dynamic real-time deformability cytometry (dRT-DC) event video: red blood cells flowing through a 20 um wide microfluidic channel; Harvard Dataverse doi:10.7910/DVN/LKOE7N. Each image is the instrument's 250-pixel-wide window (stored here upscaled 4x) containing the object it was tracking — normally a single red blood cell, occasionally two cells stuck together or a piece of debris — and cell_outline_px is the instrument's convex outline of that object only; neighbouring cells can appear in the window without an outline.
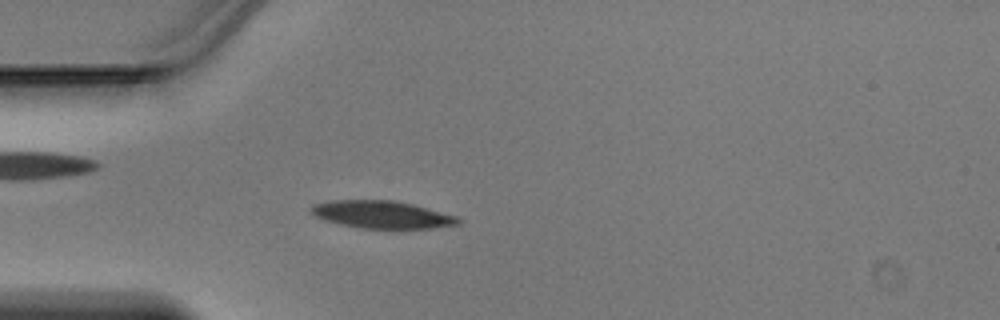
{"species": "Egyptian fruit bat (a non-hibernating species)", "species_latin": "Rousettus aegyptiacus", "temperature_condition": "warm", "stored_images_in_passage": 39, "camera_frame_rate_fps": 3000, "um_per_image_px": 0.085, "animal": {"sex": "male"}, "frame": {"image": 1, "passage_image": 6, "time_ms": 1.667, "image_size_px": [1000, 320], "cell_outline_px": [[460, 224], [428, 228], [360, 228], [340, 224], [324, 220], [316, 216], [312, 212], [312, 204], [332, 200], [392, 200], [412, 204], [456, 216], [460, 220]], "centroid_in_image_um": [32.43, 18.23], "position_along_channel_um": 52.6, "area_um2": 23.24}}
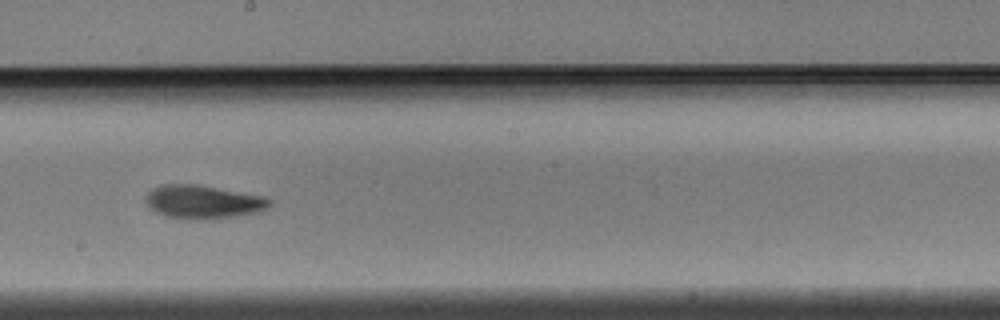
{"frame": {"image": 2, "passage_image": 19, "time_ms": 6.0, "image_size_px": [1000, 320], "cell_outline_px": [[272, 204], [256, 212], [236, 216], [204, 220], [188, 220], [164, 216], [156, 212], [144, 200], [144, 196], [152, 188], [164, 184], [196, 184], [264, 196], [272, 200]], "centroid_in_image_um": [17.22, 17.17], "position_along_channel_um": 231.0, "area_um2": 24.28}}
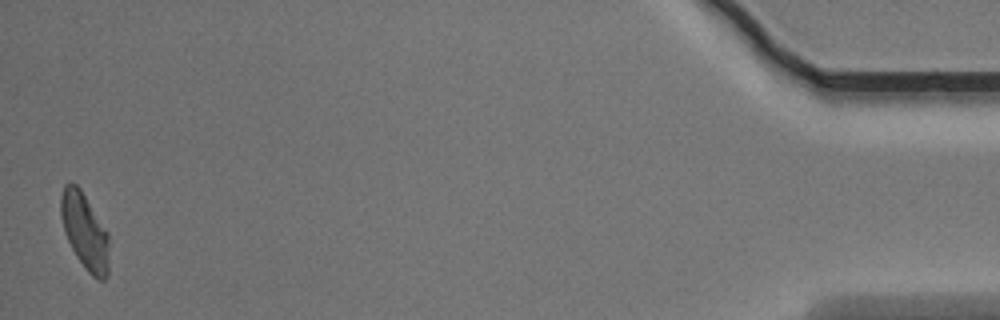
{"frame": {"image": 3, "passage_image": 39, "time_ms": 12.667, "image_size_px": [1000, 320], "cell_outline_px": [[108, 272], [104, 280], [96, 280], [84, 268], [76, 256], [64, 232], [60, 216], [60, 196], [64, 184], [76, 184], [80, 188], [108, 232]], "centroid_in_image_um": [7.19, 19.66], "position_along_channel_um": 428.0, "area_um2": 21.39}}